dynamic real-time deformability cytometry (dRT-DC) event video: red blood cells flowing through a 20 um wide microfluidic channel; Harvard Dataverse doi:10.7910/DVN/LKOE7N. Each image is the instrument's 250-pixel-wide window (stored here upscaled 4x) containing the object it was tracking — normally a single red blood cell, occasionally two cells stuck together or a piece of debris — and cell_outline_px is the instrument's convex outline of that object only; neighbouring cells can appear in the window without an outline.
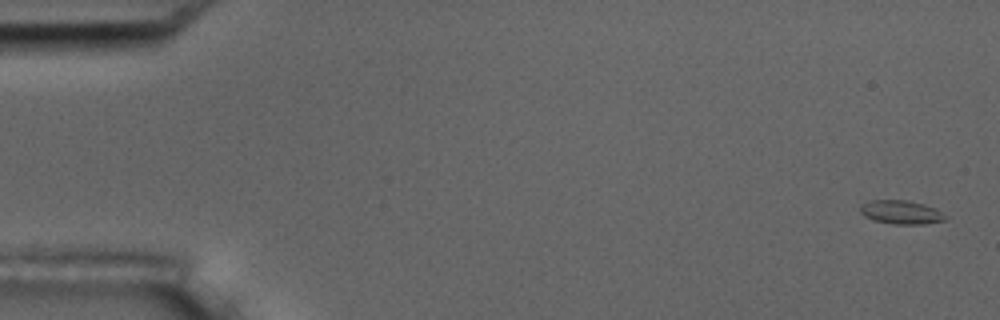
{"species": "common noctule bat (a hibernating species)", "species_latin": "Nyctalus noctula", "temperature_condition": "room temperature", "stored_images_in_passage": 10, "camera_frame_rate_fps": 3000, "um_per_image_px": 0.085, "animal": {"sex": "male", "body_mass_g": 17.5, "forearm_length_mm": 52.3}, "frame": {"image": 1, "passage_image": 1, "time_ms": 0.0, "image_size_px": [1000, 320], "cell_outline_px": [[948, 216], [944, 220], [924, 224], [896, 224], [876, 220], [864, 216], [860, 212], [860, 208], [864, 204], [872, 200], [908, 200], [924, 204], [936, 208]], "centroid_in_image_um": [76.65, 18.03], "position_along_channel_um": 8.4, "area_um2": 11.62}}
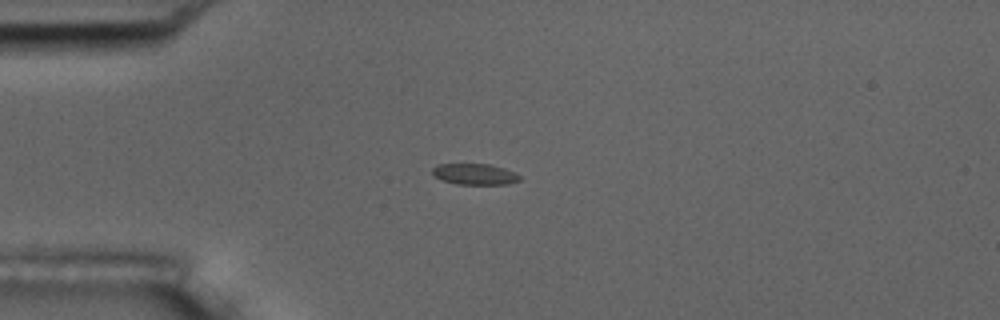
{"frame": {"image": 2, "passage_image": 4, "time_ms": 4.333, "image_size_px": [1000, 320], "cell_outline_px": [[520, 180], [508, 184], [456, 184], [440, 180], [432, 176], [432, 168], [436, 164], [492, 164], [504, 168], [520, 176]], "centroid_in_image_um": [40.29, 14.8], "position_along_channel_um": 44.7, "area_um2": 10.81}}
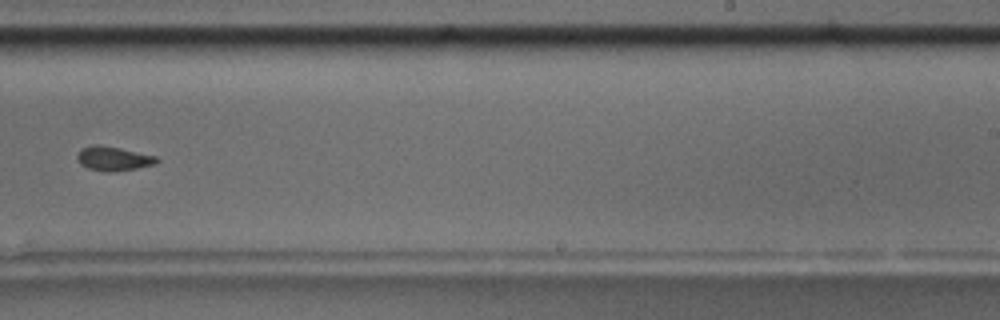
{"frame": {"image": 3, "passage_image": 10, "time_ms": 11.333, "image_size_px": [1000, 320], "cell_outline_px": [[160, 160], [156, 164], [136, 168], [112, 172], [104, 172], [88, 168], [80, 164], [76, 156], [80, 148], [92, 144], [100, 144], [120, 148], [156, 156]], "centroid_in_image_um": [9.61, 13.47], "position_along_channel_um": 279.4, "area_um2": 11.39}}